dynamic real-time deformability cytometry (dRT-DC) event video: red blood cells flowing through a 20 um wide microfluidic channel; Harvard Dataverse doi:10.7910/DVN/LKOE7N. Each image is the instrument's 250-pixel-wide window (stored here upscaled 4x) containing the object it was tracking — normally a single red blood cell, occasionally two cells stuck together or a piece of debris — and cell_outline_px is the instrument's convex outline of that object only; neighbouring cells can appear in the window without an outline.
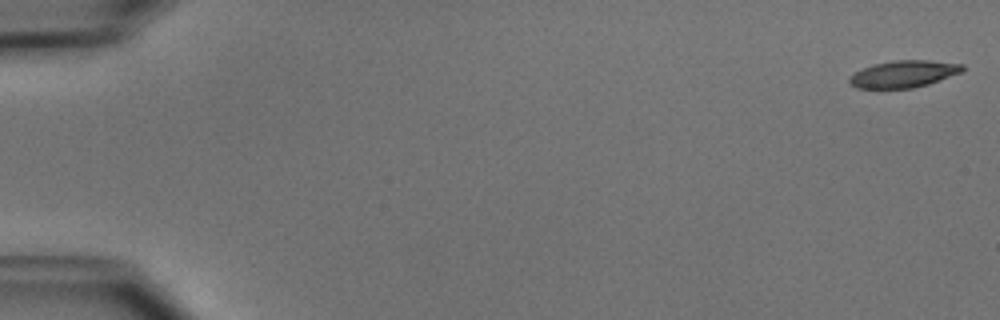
{"species": "common noctule bat (a hibernating species)", "species_latin": "Nyctalus noctula", "temperature_condition": "cold", "stored_images_in_passage": 13, "camera_frame_rate_fps": 3000, "um_per_image_px": 0.085, "animal": {"sex": "male", "body_mass_g": 15.6}, "frame": {"image": 1, "passage_image": 1, "time_ms": 0.0, "image_size_px": [1000, 320], "cell_outline_px": [[964, 68], [960, 72], [928, 84], [912, 88], [856, 88], [848, 84], [848, 80], [856, 72], [864, 68], [876, 64], [892, 60], [928, 60], [964, 64]], "centroid_in_image_um": [76.8, 6.29], "position_along_channel_um": 8.2, "area_um2": 17.51}}